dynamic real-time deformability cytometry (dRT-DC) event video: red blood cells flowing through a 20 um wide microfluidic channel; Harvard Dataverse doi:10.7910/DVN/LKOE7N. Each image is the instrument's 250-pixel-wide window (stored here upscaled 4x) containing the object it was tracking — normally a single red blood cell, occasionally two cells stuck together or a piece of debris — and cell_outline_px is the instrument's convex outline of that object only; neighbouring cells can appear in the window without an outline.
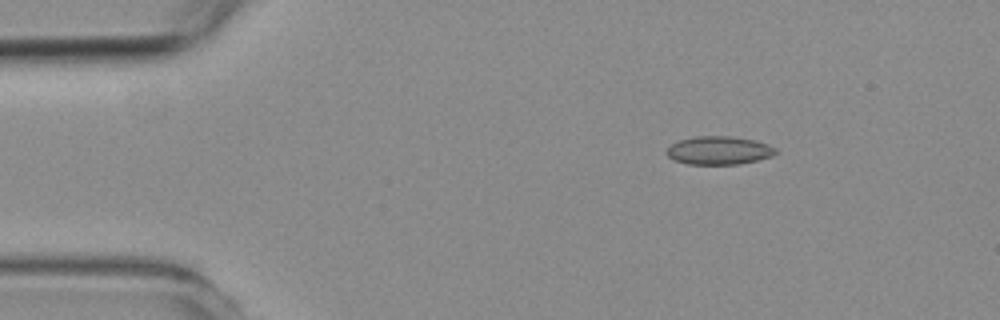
{"species": "common noctule bat (a hibernating species)", "species_latin": "Nyctalus noctula", "temperature_condition": "room temperature", "stored_images_in_passage": 17, "camera_frame_rate_fps": 3000, "um_per_image_px": 0.085, "animal": {"sex": "female", "body_mass_g": 19.3, "forearm_length_mm": 54.1}, "frame": {"image": 1, "passage_image": 1, "time_ms": 0.0, "image_size_px": [1000, 320], "cell_outline_px": [[780, 152], [772, 156], [740, 164], [688, 164], [676, 160], [668, 156], [664, 152], [672, 144], [680, 140], [696, 136], [732, 136], [756, 140], [768, 144], [776, 148]], "centroid_in_image_um": [61.15, 12.78], "position_along_channel_um": 23.8, "area_um2": 18.03}}
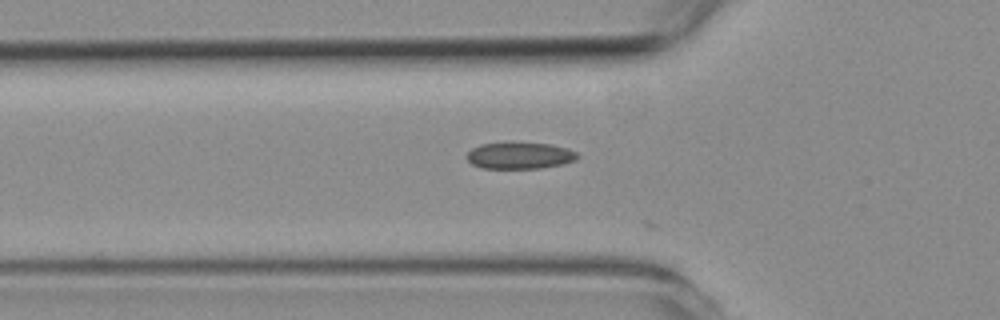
{"frame": {"image": 2, "passage_image": 11, "time_ms": 3.333, "image_size_px": [1000, 320], "cell_outline_px": [[580, 156], [576, 160], [564, 164], [540, 168], [480, 168], [472, 164], [468, 160], [468, 152], [472, 148], [480, 144], [508, 140], [552, 144], [568, 148], [576, 152]], "centroid_in_image_um": [44.19, 13.18], "position_along_channel_um": 81.6, "area_um2": 17.86}}
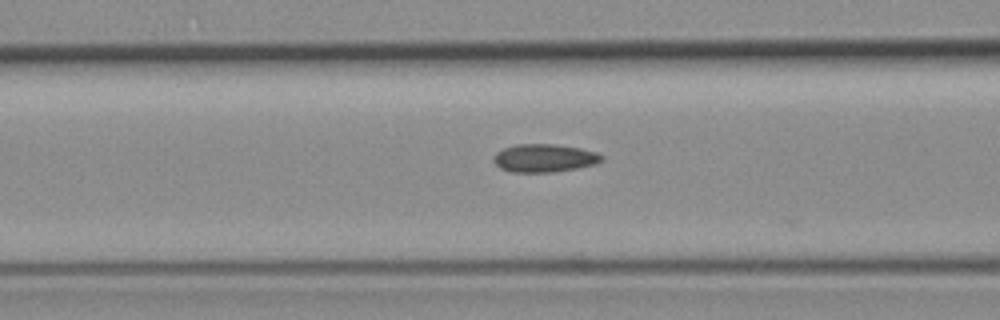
{"frame": {"image": 3, "passage_image": 14, "time_ms": 4.333, "image_size_px": [1000, 320], "cell_outline_px": [[604, 160], [596, 164], [576, 168], [552, 172], [512, 172], [500, 168], [492, 160], [492, 156], [496, 152], [504, 148], [516, 144], [552, 144], [580, 148], [596, 152], [604, 156]], "centroid_in_image_um": [46.26, 13.43], "position_along_channel_um": 120.3, "area_um2": 17.74}}